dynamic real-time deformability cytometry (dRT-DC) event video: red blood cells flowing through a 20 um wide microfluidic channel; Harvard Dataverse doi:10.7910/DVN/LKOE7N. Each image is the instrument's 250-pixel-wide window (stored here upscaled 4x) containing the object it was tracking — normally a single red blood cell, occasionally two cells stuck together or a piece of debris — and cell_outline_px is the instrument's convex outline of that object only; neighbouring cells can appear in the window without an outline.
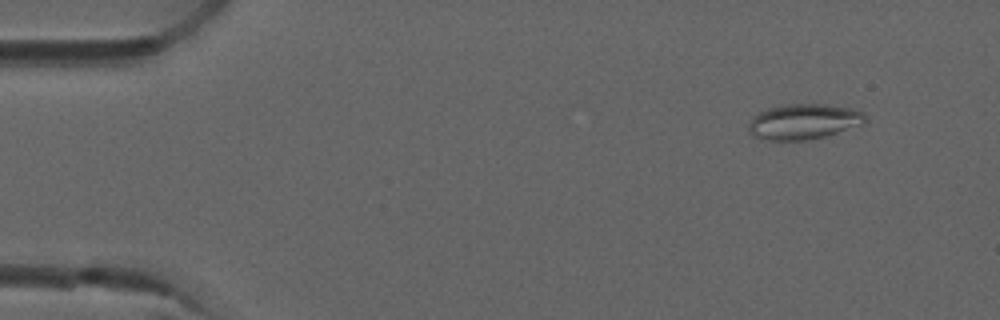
{"species": "common noctule bat (a hibernating species)", "species_latin": "Nyctalus noctula", "temperature_condition": "room temperature", "stored_images_in_passage": 4, "camera_frame_rate_fps": 3000, "um_per_image_px": 0.085, "animal": {"sex": "male", "forearm_length_mm": 52.5}, "frame": {"image": 1, "passage_image": 1, "time_ms": 0.0, "image_size_px": [1000, 320], "cell_outline_px": [[868, 120], [864, 124], [824, 136], [808, 140], [768, 140], [752, 136], [748, 132], [748, 124], [752, 116], [756, 112], [768, 108], [788, 104], [824, 104], [852, 108], [864, 112]], "centroid_in_image_um": [68.29, 10.33], "position_along_channel_um": 16.7, "area_um2": 24.33}}